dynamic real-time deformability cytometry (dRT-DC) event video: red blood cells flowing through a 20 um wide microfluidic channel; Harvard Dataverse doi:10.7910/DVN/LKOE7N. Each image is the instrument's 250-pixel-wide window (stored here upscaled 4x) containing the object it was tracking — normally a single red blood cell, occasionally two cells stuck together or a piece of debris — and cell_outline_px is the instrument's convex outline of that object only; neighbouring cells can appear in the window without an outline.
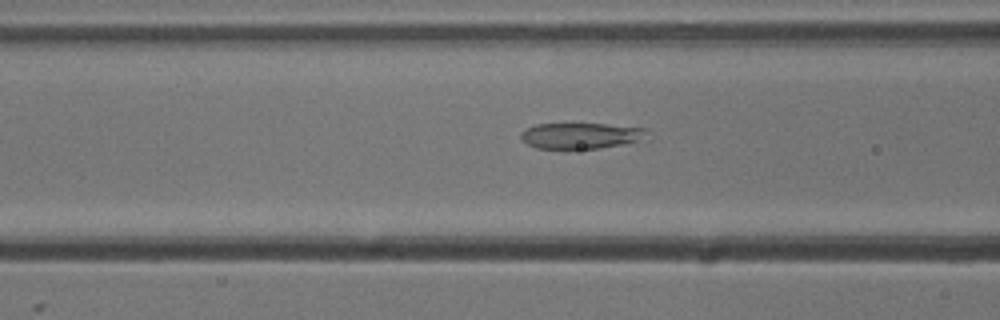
{"species": "common noctule bat (a hibernating species)", "species_latin": "Nyctalus noctula", "temperature_condition": "cold", "stored_images_in_passage": 55, "camera_frame_rate_fps": 3000, "um_per_image_px": 0.085, "animal": {"sex": "male", "body_mass_g": 13.3}, "frame": {"image": 1, "passage_image": 21, "time_ms": 6.667, "image_size_px": [1000, 320], "cell_outline_px": [[652, 140], [600, 148], [536, 148], [528, 144], [520, 136], [520, 132], [536, 124], [572, 120], [644, 128], [648, 132]], "centroid_in_image_um": [49.47, 11.48], "position_along_channel_um": 117.1, "area_um2": 20.35}}
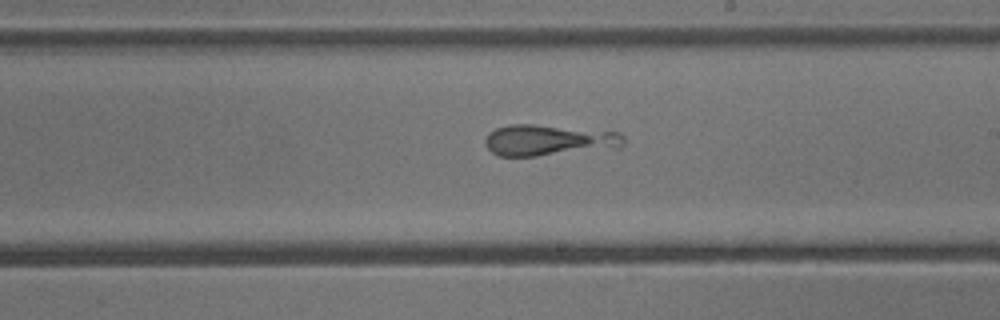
{"frame": {"image": 2, "passage_image": 31, "time_ms": 10.0, "image_size_px": [1000, 320], "cell_outline_px": [[624, 144], [620, 148], [536, 156], [500, 156], [492, 152], [484, 144], [484, 140], [488, 132], [496, 128], [508, 124], [532, 124], [620, 132], [624, 136]], "centroid_in_image_um": [46.65, 11.92], "position_along_channel_um": 242.4, "area_um2": 25.37}}
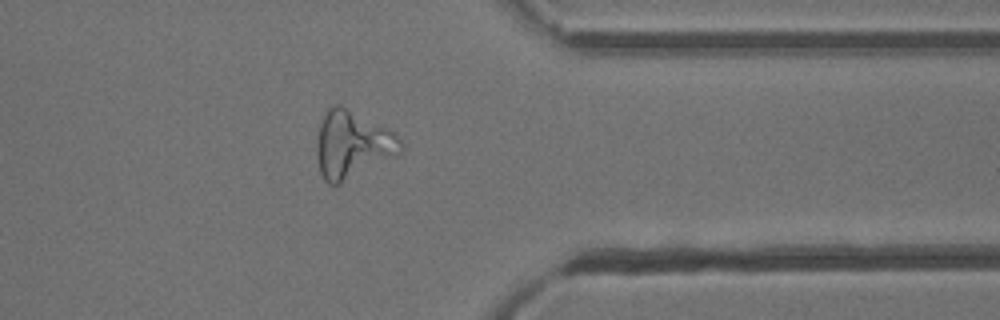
{"frame": {"image": 3, "passage_image": 43, "time_ms": 14.0, "image_size_px": [1000, 320], "cell_outline_px": [[404, 148], [400, 156], [340, 184], [328, 184], [324, 180], [320, 172], [316, 156], [316, 140], [320, 124], [328, 108], [332, 104], [340, 104], [388, 128], [404, 144]], "centroid_in_image_um": [29.97, 12.32], "position_along_channel_um": 381.4, "area_um2": 33.58}}